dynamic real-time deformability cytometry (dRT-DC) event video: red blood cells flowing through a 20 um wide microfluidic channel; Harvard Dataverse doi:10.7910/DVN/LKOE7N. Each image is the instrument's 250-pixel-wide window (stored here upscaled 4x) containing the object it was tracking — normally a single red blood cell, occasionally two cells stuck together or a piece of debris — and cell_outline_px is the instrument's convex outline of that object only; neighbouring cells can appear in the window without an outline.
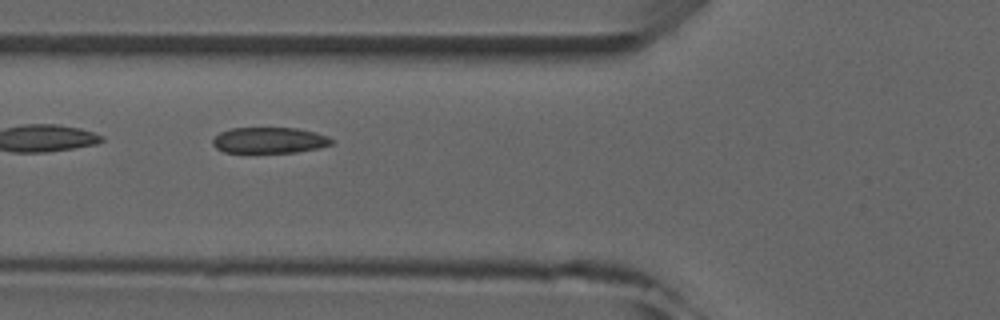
{"species": "common noctule bat (a hibernating species)", "species_latin": "Nyctalus noctula", "temperature_condition": "room temperature", "stored_images_in_passage": 8, "camera_frame_rate_fps": 3000, "um_per_image_px": 0.085, "animal": {"sex": "male", "forearm_length_mm": 52.5}, "frame": {"image": 1, "passage_image": 6, "time_ms": 5.333, "image_size_px": [1000, 320], "cell_outline_px": [[336, 140], [332, 144], [316, 148], [296, 152], [224, 152], [216, 148], [212, 144], [212, 140], [220, 132], [232, 128], [296, 128], [316, 132], [328, 136]], "centroid_in_image_um": [22.91, 11.91], "position_along_channel_um": 102.9, "area_um2": 17.92}}
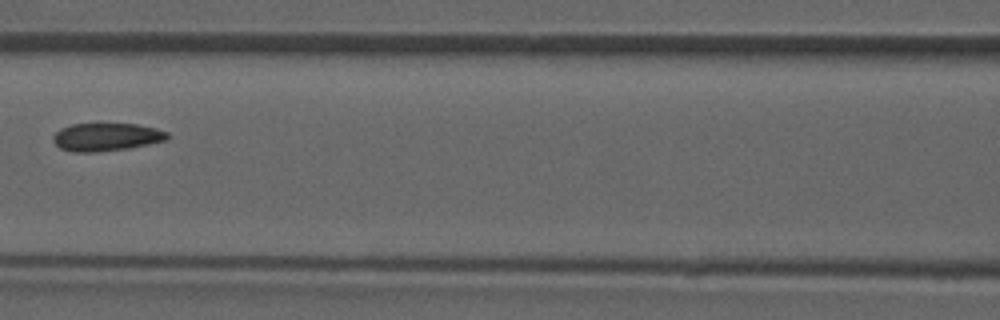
{"frame": {"image": 2, "passage_image": 7, "time_ms": 6.667, "image_size_px": [1000, 320], "cell_outline_px": [[172, 136], [168, 140], [128, 148], [96, 152], [76, 152], [60, 148], [52, 140], [52, 136], [60, 128], [72, 124], [136, 124], [156, 128], [168, 132]], "centroid_in_image_um": [9.07, 11.64], "position_along_channel_um": 157.5, "area_um2": 18.67}}